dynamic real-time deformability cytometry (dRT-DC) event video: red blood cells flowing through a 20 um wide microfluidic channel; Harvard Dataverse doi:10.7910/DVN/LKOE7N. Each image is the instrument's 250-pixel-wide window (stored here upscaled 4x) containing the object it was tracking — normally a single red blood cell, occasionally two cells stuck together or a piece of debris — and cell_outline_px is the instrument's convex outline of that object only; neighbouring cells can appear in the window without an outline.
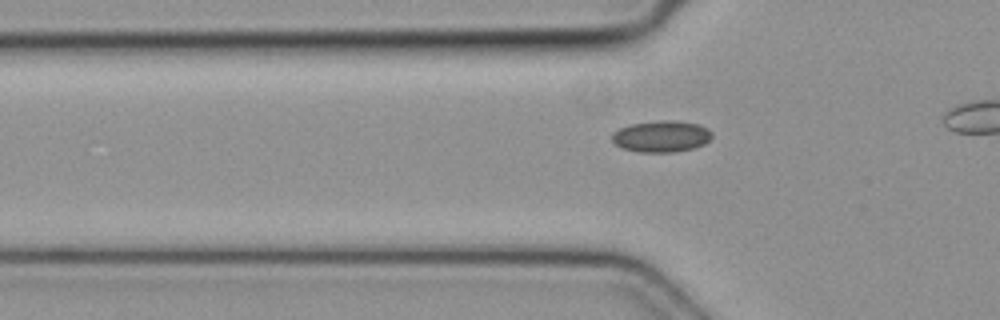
{"species": "common noctule bat (a hibernating species)", "species_latin": "Nyctalus noctula", "temperature_condition": "cold", "stored_images_in_passage": 12, "camera_frame_rate_fps": 3000, "um_per_image_px": 0.085, "animal": {"sex": "female", "body_mass_g": 19.3, "forearm_length_mm": 54.1}, "frame": {"image": 1, "passage_image": 6, "time_ms": 1.667, "image_size_px": [1000, 320], "cell_outline_px": [[712, 136], [704, 144], [692, 148], [676, 152], [640, 152], [624, 148], [616, 144], [612, 140], [612, 132], [620, 128], [632, 124], [660, 120], [672, 120], [696, 124], [708, 128], [712, 132]], "centroid_in_image_um": [56.22, 11.59], "position_along_channel_um": 69.6, "area_um2": 18.15}}
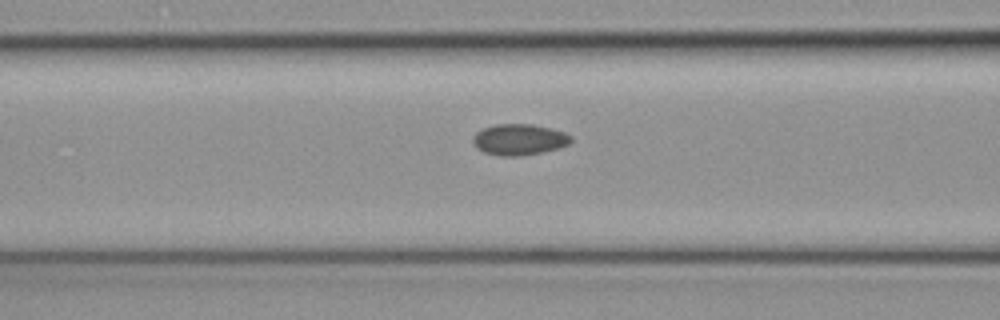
{"frame": {"image": 2, "passage_image": 10, "time_ms": 3.0, "image_size_px": [1000, 320], "cell_outline_px": [[572, 140], [568, 144], [556, 148], [540, 152], [520, 156], [500, 156], [484, 152], [476, 148], [472, 140], [472, 136], [476, 132], [484, 128], [496, 124], [532, 124], [552, 128], [564, 132], [572, 136]], "centroid_in_image_um": [44.1, 11.85], "position_along_channel_um": 122.5, "area_um2": 17.74}}